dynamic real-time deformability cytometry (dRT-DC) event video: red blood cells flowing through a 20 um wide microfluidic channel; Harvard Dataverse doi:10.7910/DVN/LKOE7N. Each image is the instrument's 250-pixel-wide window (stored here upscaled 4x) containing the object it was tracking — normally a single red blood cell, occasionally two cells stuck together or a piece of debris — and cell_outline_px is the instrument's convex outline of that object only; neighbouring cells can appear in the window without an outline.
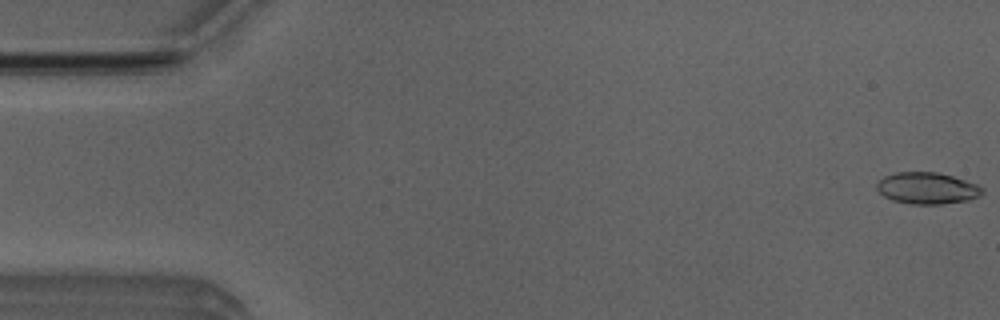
{"species": "Egyptian fruit bat (a non-hibernating species)", "species_latin": "Rousettus aegyptiacus", "temperature_condition": "room temperature", "stored_images_in_passage": 52, "camera_frame_rate_fps": 3000, "um_per_image_px": 0.085, "animal": {"sex": "male"}, "frame": {"image": 1, "passage_image": 1, "time_ms": 0.0, "image_size_px": [1000, 320], "cell_outline_px": [[984, 192], [980, 196], [968, 200], [940, 204], [912, 204], [892, 200], [884, 196], [876, 188], [876, 184], [884, 176], [896, 172], [936, 172], [952, 176], [976, 184], [984, 188]], "centroid_in_image_um": [78.81, 16.0], "position_along_channel_um": 6.2, "area_um2": 19.36}}
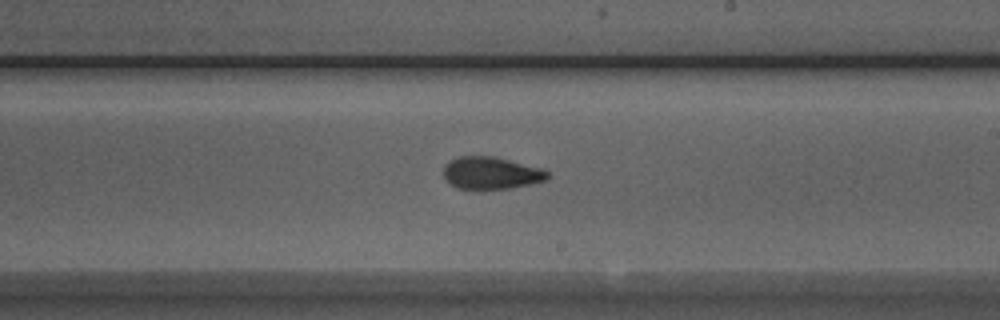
{"frame": {"image": 2, "passage_image": 30, "time_ms": 9.667, "image_size_px": [1000, 320], "cell_outline_px": [[548, 180], [532, 184], [512, 188], [456, 188], [448, 184], [444, 180], [444, 164], [448, 160], [460, 156], [492, 156], [540, 168], [548, 172]], "centroid_in_image_um": [41.7, 14.71], "position_along_channel_um": 247.3, "area_um2": 19.54}}
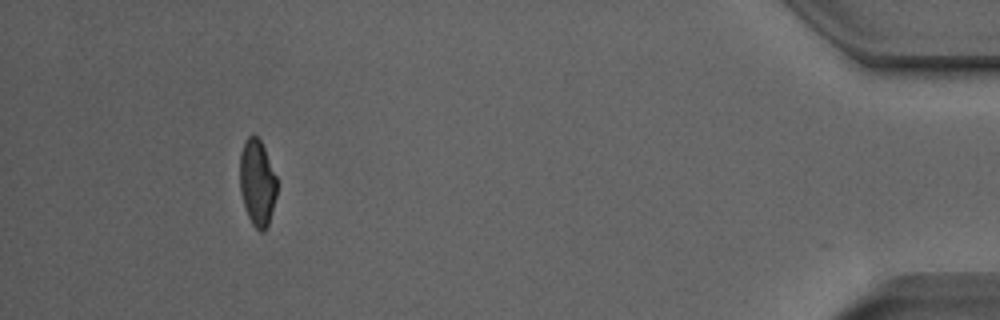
{"frame": {"image": 3, "passage_image": 48, "time_ms": 15.667, "image_size_px": [1000, 320], "cell_outline_px": [[276, 196], [268, 224], [264, 232], [260, 232], [252, 224], [248, 216], [240, 192], [240, 152], [244, 140], [248, 136], [256, 136], [260, 140], [264, 148], [276, 176]], "centroid_in_image_um": [21.85, 15.52], "position_along_channel_um": 413.4, "area_um2": 18.5}, "authors_computed_cell_mechanics": {"area_um2": 19.6231, "velocity_mm_per_s": 3.9406, "shape_relaxation_time_tau1_ms": 5.6386, "shape_relaxation_time_tau2_ms": 2.0382, "deformation_change_tau1": 0.1702, "deformation_change_tau2": 0.0723}}